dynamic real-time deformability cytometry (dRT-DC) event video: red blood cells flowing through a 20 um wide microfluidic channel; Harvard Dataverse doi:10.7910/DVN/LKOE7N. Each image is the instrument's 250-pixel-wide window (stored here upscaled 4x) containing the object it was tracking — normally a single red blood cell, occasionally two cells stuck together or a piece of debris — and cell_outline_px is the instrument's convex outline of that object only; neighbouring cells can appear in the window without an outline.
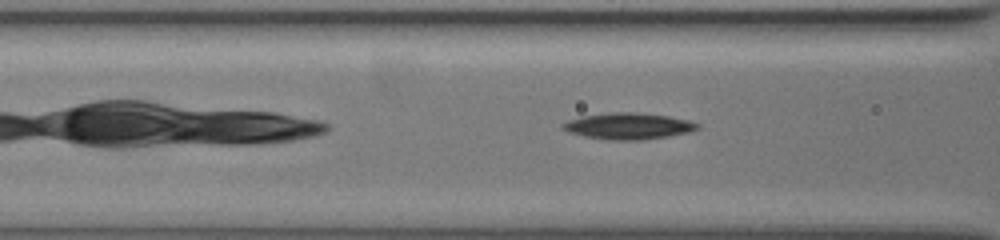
{"species": "common noctule bat (a hibernating species)", "species_latin": "Nyctalus noctula", "temperature_condition": "warm", "stored_images_in_passage": 27, "camera_frame_rate_fps": 3000, "um_per_image_px": 0.085, "animal": {"sex": "female", "body_mass_g": 19.5, "forearm_length_mm": 54.1}, "frame": {"image": 1, "passage_image": 4, "time_ms": 1.0, "image_size_px": [1000, 240], "cell_outline_px": [[700, 128], [688, 132], [668, 136], [640, 140], [608, 140], [584, 136], [560, 128], [560, 124], [568, 120], [580, 116], [612, 112], [636, 112], [668, 116], [688, 120], [700, 124]], "centroid_in_image_um": [53.39, 10.71], "position_along_channel_um": 113.2, "area_um2": 20.69}}
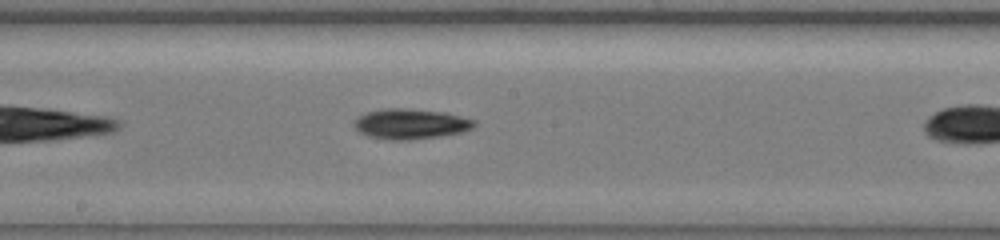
{"frame": {"image": 2, "passage_image": 12, "time_ms": 3.667, "image_size_px": [1000, 240], "cell_outline_px": [[476, 124], [472, 128], [460, 132], [440, 136], [408, 140], [388, 140], [368, 136], [360, 132], [352, 124], [360, 116], [368, 112], [388, 108], [400, 108], [444, 112], [472, 120]], "centroid_in_image_um": [34.87, 10.54], "position_along_channel_um": 213.3, "area_um2": 20.75}}
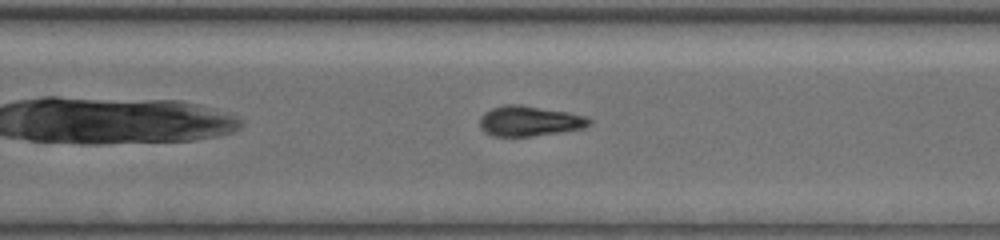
{"frame": {"image": 3, "passage_image": 21, "time_ms": 6.667, "image_size_px": [1000, 240], "cell_outline_px": [[592, 120], [584, 128], [560, 132], [532, 136], [492, 136], [484, 132], [480, 128], [480, 116], [484, 112], [492, 108], [508, 104], [520, 104], [568, 112], [584, 116]], "centroid_in_image_um": [44.96, 10.29], "position_along_channel_um": 325.6, "area_um2": 19.25}, "authors_computed_cell_mechanics": {"area_um2": 19.5364, "velocity_mm_per_s": 3.7517, "shape_relaxation_time_tau1_ms": 1.3723, "shape_relaxation_time_tau2_ms": null, "deformation_change_tau1": 0.1608, "deformation_change_tau2": null}}